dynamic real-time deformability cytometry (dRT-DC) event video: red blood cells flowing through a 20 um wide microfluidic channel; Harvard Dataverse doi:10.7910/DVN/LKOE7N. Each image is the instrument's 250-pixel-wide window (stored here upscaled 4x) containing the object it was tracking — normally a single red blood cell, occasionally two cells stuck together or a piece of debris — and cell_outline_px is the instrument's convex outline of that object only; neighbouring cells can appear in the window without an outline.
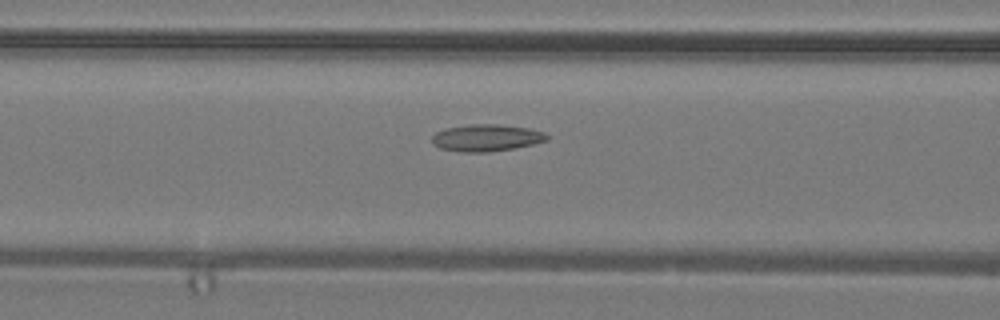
{"species": "common noctule bat (a hibernating species)", "species_latin": "Nyctalus noctula", "temperature_condition": "warm", "stored_images_in_passage": 33, "camera_frame_rate_fps": 3000, "um_per_image_px": 0.085, "animal": {"sex": "male", "body_mass_g": 19.2, "forearm_length_mm": 51.8}, "frame": {"image": 1, "passage_image": 10, "time_ms": 3.0, "image_size_px": [1000, 320], "cell_outline_px": [[548, 140], [532, 144], [512, 148], [488, 152], [460, 152], [440, 148], [432, 144], [432, 136], [436, 132], [448, 128], [468, 124], [500, 124], [528, 128], [544, 132], [548, 136]], "centroid_in_image_um": [41.32, 11.71], "position_along_channel_um": 125.3, "area_um2": 17.98}}
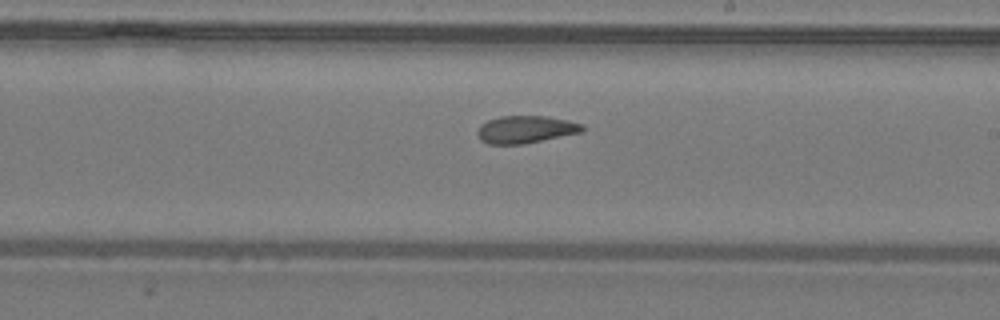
{"frame": {"image": 2, "passage_image": 17, "time_ms": 5.333, "image_size_px": [1000, 320], "cell_outline_px": [[584, 128], [580, 132], [524, 144], [488, 144], [480, 140], [476, 132], [480, 124], [488, 120], [500, 116], [544, 116], [568, 120], [584, 124]], "centroid_in_image_um": [44.64, 11.0], "position_along_channel_um": 244.4, "area_um2": 16.76}}
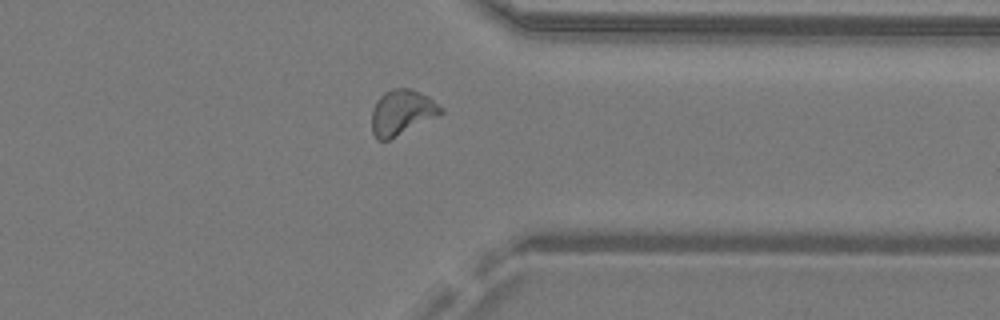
{"frame": {"image": 3, "passage_image": 25, "time_ms": 8.0, "image_size_px": [1000, 320], "cell_outline_px": [[444, 112], [388, 140], [376, 140], [372, 132], [372, 108], [376, 100], [384, 92], [392, 88], [408, 88], [420, 92], [428, 96], [444, 108]], "centroid_in_image_um": [34.13, 9.53], "position_along_channel_um": 377.3, "area_um2": 18.09}}